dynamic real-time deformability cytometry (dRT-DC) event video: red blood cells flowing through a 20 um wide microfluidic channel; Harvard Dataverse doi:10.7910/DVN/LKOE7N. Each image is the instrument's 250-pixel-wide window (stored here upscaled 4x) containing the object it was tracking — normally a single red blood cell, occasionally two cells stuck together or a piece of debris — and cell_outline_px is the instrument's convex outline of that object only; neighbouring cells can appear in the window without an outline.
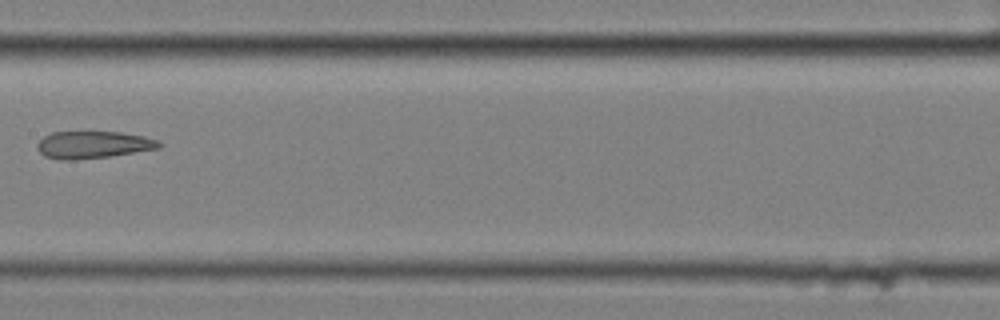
{"species": "common noctule bat (a hibernating species)", "species_latin": "Nyctalus noctula", "temperature_condition": "cold", "stored_images_in_passage": 12, "camera_frame_rate_fps": 3000, "um_per_image_px": 0.085, "animal": {"sex": "female", "body_mass_g": 25.1}, "frame": {"image": 1, "passage_image": 6, "time_ms": 1.667, "image_size_px": [1000, 320], "cell_outline_px": [[164, 144], [160, 148], [108, 156], [76, 160], [60, 160], [44, 156], [36, 148], [36, 144], [44, 136], [52, 132], [120, 132], [144, 136], [160, 140]], "centroid_in_image_um": [7.92, 12.3], "position_along_channel_um": 199.5, "area_um2": 19.42}}
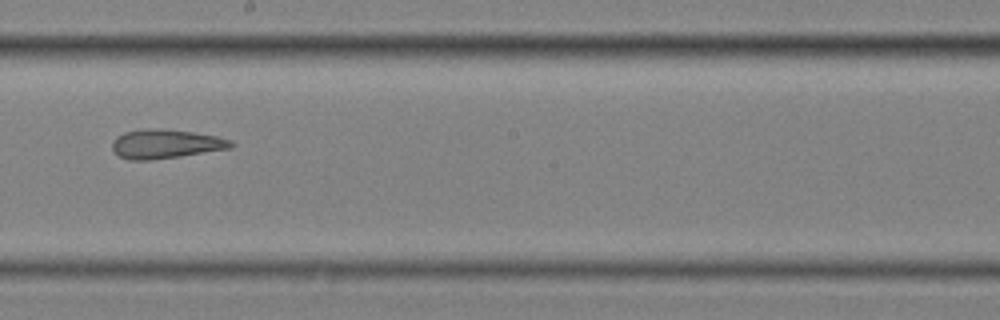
{"frame": {"image": 2, "passage_image": 7, "time_ms": 2.0, "image_size_px": [1000, 320], "cell_outline_px": [[236, 144], [232, 148], [180, 156], [148, 160], [128, 160], [120, 156], [112, 148], [112, 140], [116, 136], [124, 132], [144, 128], [160, 128], [192, 132], [216, 136], [228, 140]], "centroid_in_image_um": [14.05, 12.22], "position_along_channel_um": 234.1, "area_um2": 20.11}}
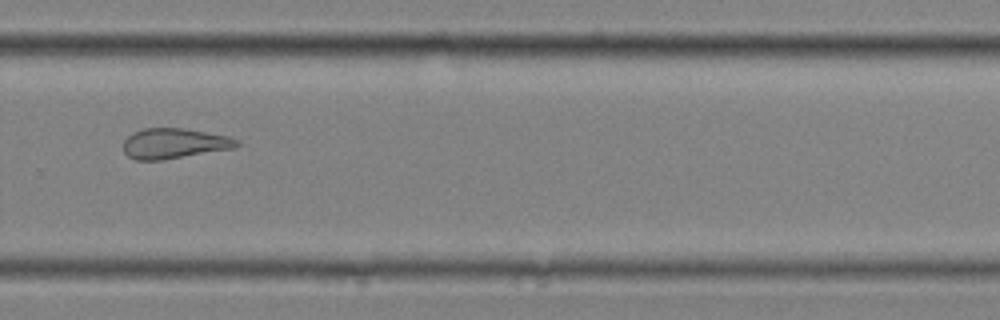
{"frame": {"image": 3, "passage_image": 9, "time_ms": 2.667, "image_size_px": [1000, 320], "cell_outline_px": [[240, 144], [236, 148], [160, 160], [136, 160], [128, 156], [124, 152], [124, 140], [132, 132], [144, 128], [188, 128], [228, 136], [240, 140]], "centroid_in_image_um": [14.83, 12.18], "position_along_channel_um": 315.0, "area_um2": 20.17}}